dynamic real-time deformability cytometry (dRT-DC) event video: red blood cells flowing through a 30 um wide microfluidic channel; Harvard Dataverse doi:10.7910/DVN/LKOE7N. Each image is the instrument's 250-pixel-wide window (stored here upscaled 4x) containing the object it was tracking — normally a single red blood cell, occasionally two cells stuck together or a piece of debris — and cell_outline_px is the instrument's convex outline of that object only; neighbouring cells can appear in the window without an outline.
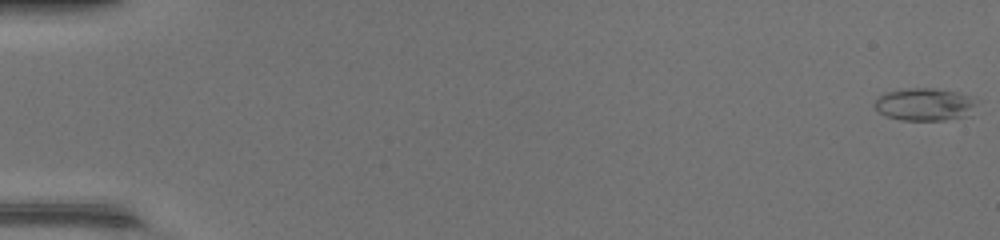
{"species": "common noctule bat (a hibernating species)", "species_latin": "Nyctalus noctula", "temperature_condition": "warm", "stored_images_in_passage": 49, "camera_frame_rate_fps": 3000, "um_per_image_px": 0.085, "animal": {"sex": "female", "body_mass_g": 17.0, "forearm_length_mm": 48.0}, "frame": {"image": 1, "passage_image": 1, "time_ms": 0.0, "image_size_px": [1000, 240], "cell_outline_px": [[980, 100], [972, 116], [944, 120], [900, 120], [884, 116], [876, 108], [876, 100], [884, 92], [900, 88], [932, 88], [960, 92]], "centroid_in_image_um": [78.69, 8.87], "position_along_channel_um": 6.3, "area_um2": 20.0}}
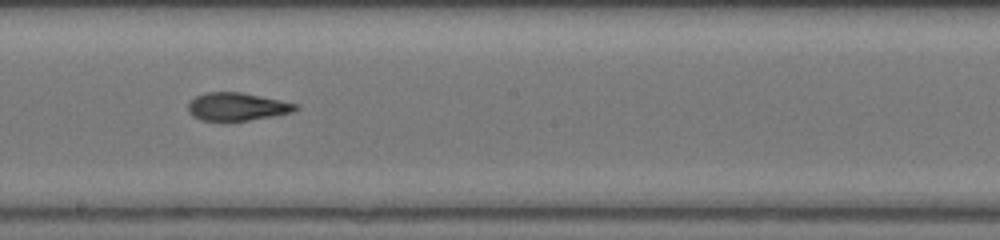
{"frame": {"image": 2, "passage_image": 29, "time_ms": 9.333, "image_size_px": [1000, 240], "cell_outline_px": [[300, 108], [292, 112], [272, 116], [248, 120], [200, 120], [192, 116], [188, 112], [188, 104], [196, 96], [204, 92], [240, 92], [300, 104]], "centroid_in_image_um": [20.15, 9.06], "position_along_channel_um": 228.0, "area_um2": 17.4}}
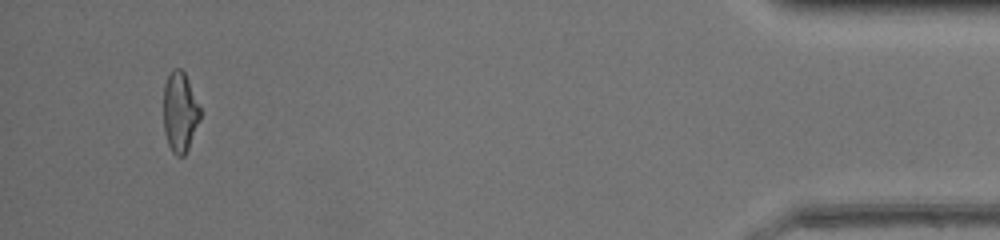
{"frame": {"image": 3, "passage_image": 47, "time_ms": 15.333, "image_size_px": [1000, 240], "cell_outline_px": [[200, 120], [188, 148], [184, 156], [176, 156], [172, 152], [168, 144], [164, 132], [164, 84], [172, 68], [180, 68], [184, 72], [188, 80], [200, 108]], "centroid_in_image_um": [15.28, 9.53], "position_along_channel_um": 419.9, "area_um2": 17.05}, "authors_computed_cell_mechanics": {"area_um2": 18.207, "velocity_mm_per_s": 4.386, "shape_relaxation_time_tau1_ms": 5.6983, "shape_relaxation_time_tau2_ms": 1.3165, "deformation_change_tau1": 0.2308, "deformation_change_tau2": 0.0871}}